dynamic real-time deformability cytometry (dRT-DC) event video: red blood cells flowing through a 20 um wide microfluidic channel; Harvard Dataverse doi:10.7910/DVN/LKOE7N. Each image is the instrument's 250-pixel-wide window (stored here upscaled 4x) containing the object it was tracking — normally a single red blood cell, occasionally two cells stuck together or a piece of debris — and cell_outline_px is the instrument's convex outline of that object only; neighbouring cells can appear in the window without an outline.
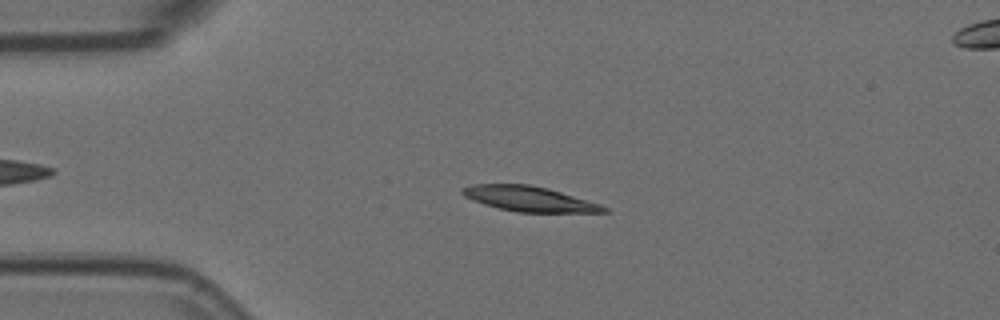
{"species": "Egyptian fruit bat (a non-hibernating species)", "species_latin": "Rousettus aegyptiacus", "temperature_condition": "room temperature", "stored_images_in_passage": 16, "camera_frame_rate_fps": 3000, "um_per_image_px": 0.085, "animal": {"sex": "female"}, "frame": {"image": 1, "passage_image": 5, "time_ms": 1.333, "image_size_px": [1000, 320], "cell_outline_px": [[608, 212], [516, 212], [484, 204], [472, 200], [464, 196], [460, 192], [460, 188], [472, 184], [528, 184], [548, 188], [600, 204], [608, 208]], "centroid_in_image_um": [44.94, 16.89], "position_along_channel_um": 40.1, "area_um2": 20.58}}
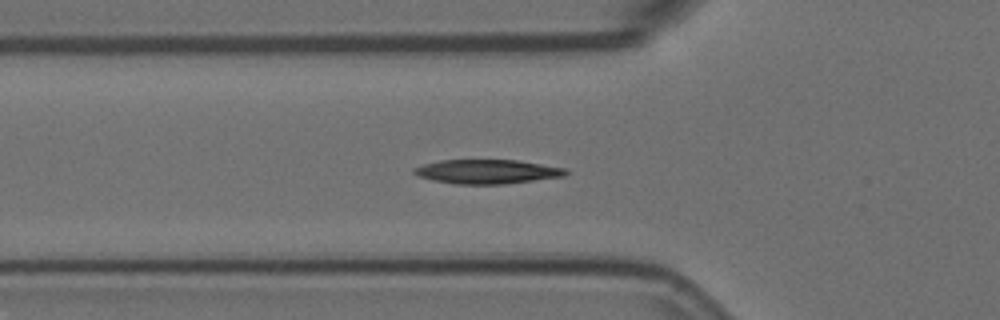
{"frame": {"image": 2, "passage_image": 11, "time_ms": 3.333, "image_size_px": [1000, 320], "cell_outline_px": [[568, 172], [564, 176], [504, 184], [456, 184], [432, 180], [416, 176], [412, 172], [412, 168], [424, 164], [440, 160], [516, 160], [564, 168]], "centroid_in_image_um": [41.33, 14.59], "position_along_channel_um": 84.5, "area_um2": 21.27}}
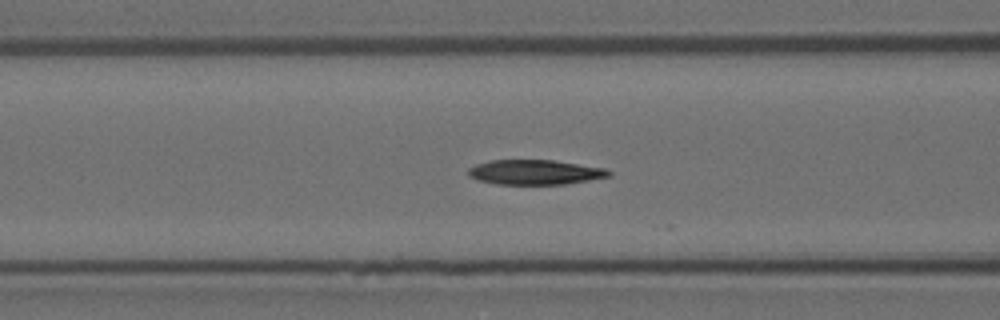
{"frame": {"image": 3, "passage_image": 14, "time_ms": 4.333, "image_size_px": [1000, 320], "cell_outline_px": [[612, 176], [564, 184], [496, 184], [476, 180], [468, 176], [468, 168], [476, 164], [492, 160], [552, 160], [604, 168], [612, 172]], "centroid_in_image_um": [45.44, 14.64], "position_along_channel_um": 121.2, "area_um2": 20.29}}